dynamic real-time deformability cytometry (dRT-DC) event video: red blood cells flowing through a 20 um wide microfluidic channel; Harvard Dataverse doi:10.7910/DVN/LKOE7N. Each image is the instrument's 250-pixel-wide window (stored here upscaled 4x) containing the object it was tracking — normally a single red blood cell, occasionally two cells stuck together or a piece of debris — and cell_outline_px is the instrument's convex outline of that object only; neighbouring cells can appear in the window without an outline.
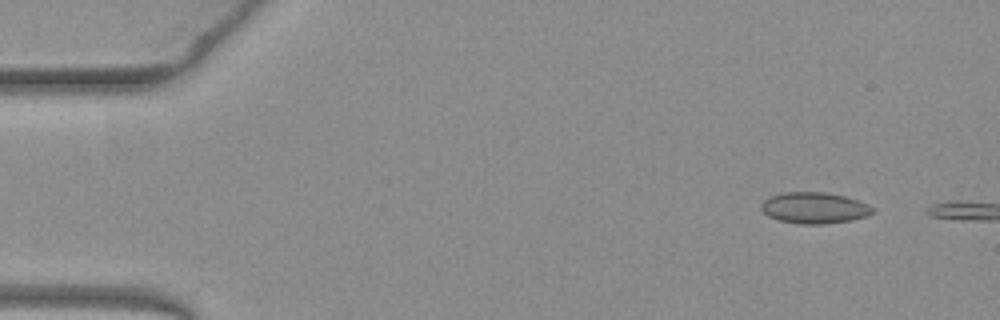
{"species": "common noctule bat (a hibernating species)", "species_latin": "Nyctalus noctula", "temperature_condition": "warm", "stored_images_in_passage": 4, "camera_frame_rate_fps": 3000, "um_per_image_px": 0.085, "animal": {"sex": "female", "body_mass_g": 19.3, "forearm_length_mm": 54.1}, "frame": {"image": 1, "passage_image": 1, "time_ms": 0.0, "image_size_px": [1000, 320], "cell_outline_px": [[872, 212], [864, 216], [852, 220], [828, 224], [796, 224], [780, 220], [768, 216], [760, 208], [760, 204], [768, 196], [784, 192], [824, 192], [844, 196], [868, 204], [872, 208]], "centroid_in_image_um": [69.16, 17.67], "position_along_channel_um": 15.8, "area_um2": 20.23}}